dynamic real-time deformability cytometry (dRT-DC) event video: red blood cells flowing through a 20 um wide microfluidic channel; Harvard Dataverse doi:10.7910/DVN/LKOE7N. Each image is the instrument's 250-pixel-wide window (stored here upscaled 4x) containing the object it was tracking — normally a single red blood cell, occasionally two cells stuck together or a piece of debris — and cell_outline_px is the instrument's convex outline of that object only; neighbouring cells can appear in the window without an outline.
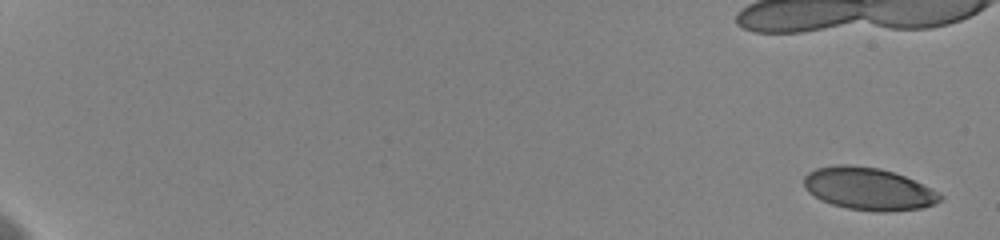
{"species": "human", "species_latin": "Homo sapiens", "temperature_condition": "cold", "stored_images_in_passage": 11, "camera_frame_rate_fps": 3000, "um_per_image_px": 0.085, "donor": {"sex": "female"}, "frame": {"image": 1, "passage_image": 1, "time_ms": 0.0, "image_size_px": [1000, 240], "cell_outline_px": [[944, 196], [940, 200], [924, 208], [884, 212], [876, 212], [848, 208], [832, 204], [820, 200], [808, 192], [804, 184], [804, 176], [808, 172], [816, 168], [836, 164], [848, 164], [880, 168], [904, 176]], "centroid_in_image_um": [73.77, 16.05], "position_along_channel_um": 11.2, "area_um2": 33.47}}